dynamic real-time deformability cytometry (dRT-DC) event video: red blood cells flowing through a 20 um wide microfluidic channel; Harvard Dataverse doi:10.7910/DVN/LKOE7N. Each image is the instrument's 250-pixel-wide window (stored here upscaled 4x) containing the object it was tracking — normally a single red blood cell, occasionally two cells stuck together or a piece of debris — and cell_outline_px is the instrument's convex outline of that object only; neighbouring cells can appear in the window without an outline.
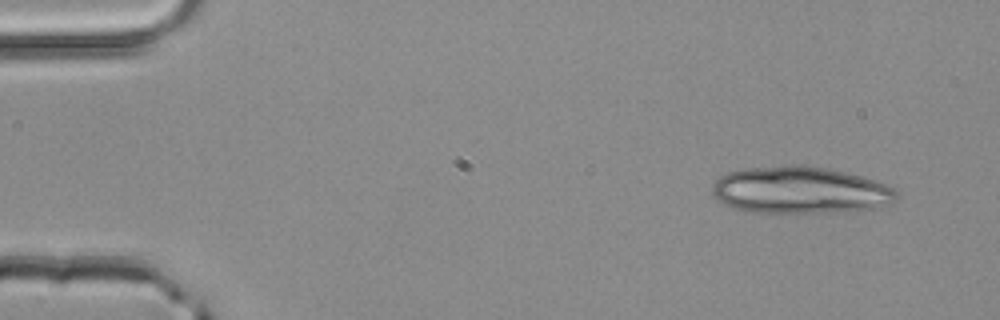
{"species": "common noctule bat (a hibernating species)", "species_latin": "Nyctalus noctula", "temperature_condition": "room temperature", "stored_images_in_passage": 3, "camera_frame_rate_fps": 3000, "um_per_image_px": 0.085, "animal": {"sex": "male", "body_mass_g": 20.4}, "frame": {"image": 1, "passage_image": 1, "time_ms": 0.0, "image_size_px": [1000, 320], "cell_outline_px": [[900, 196], [896, 200], [888, 204], [876, 208], [828, 212], [752, 212], [736, 208], [724, 204], [712, 192], [712, 184], [720, 176], [728, 172], [740, 168], [792, 164], [796, 164], [824, 168], [844, 172], [876, 180], [888, 184], [900, 192]], "centroid_in_image_um": [68.04, 16.14], "position_along_channel_um": 17.0, "area_um2": 50.58}}